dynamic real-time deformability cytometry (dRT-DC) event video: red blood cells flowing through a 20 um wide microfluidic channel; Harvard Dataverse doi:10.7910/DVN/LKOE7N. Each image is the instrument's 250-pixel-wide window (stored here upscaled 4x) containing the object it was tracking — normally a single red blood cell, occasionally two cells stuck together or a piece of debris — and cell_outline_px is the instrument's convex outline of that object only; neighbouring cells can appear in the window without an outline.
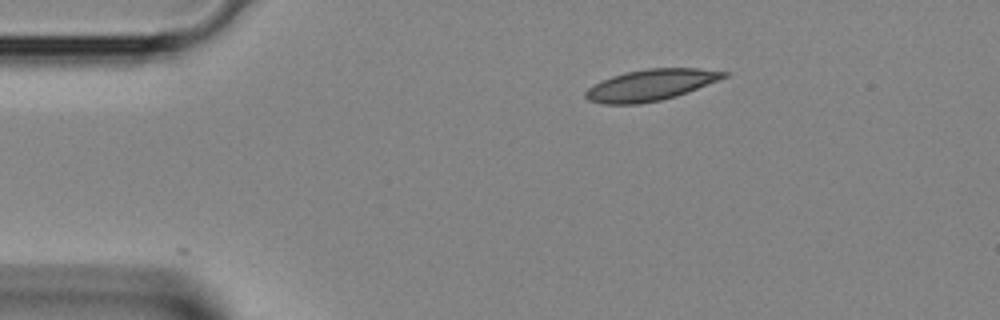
{"species": "Egyptian fruit bat (a non-hibernating species)", "species_latin": "Rousettus aegyptiacus", "temperature_condition": "room temperature", "stored_images_in_passage": 2, "camera_frame_rate_fps": 3000, "um_per_image_px": 0.085, "animal": {"sex": "female"}, "frame": {"image": 1, "passage_image": 1, "time_ms": 0.0, "image_size_px": [1000, 320], "cell_outline_px": [[728, 76], [720, 80], [676, 96], [660, 100], [640, 104], [604, 104], [588, 100], [584, 96], [584, 92], [588, 88], [612, 76], [624, 72], [648, 68], [700, 68], [728, 72]], "centroid_in_image_um": [55.33, 7.22], "position_along_channel_um": 29.7, "area_um2": 25.14}}